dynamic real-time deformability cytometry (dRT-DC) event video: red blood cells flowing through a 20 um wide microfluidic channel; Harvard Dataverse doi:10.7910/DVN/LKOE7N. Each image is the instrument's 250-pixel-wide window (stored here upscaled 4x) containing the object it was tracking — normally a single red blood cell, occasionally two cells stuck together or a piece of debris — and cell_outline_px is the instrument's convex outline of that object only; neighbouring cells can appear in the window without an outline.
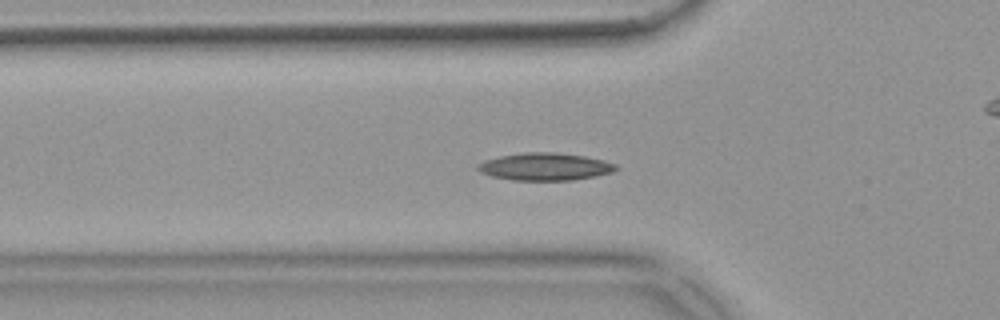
{"species": "common noctule bat (a hibernating species)", "species_latin": "Nyctalus noctula", "temperature_condition": "warm", "stored_images_in_passage": 54, "camera_frame_rate_fps": 3000, "um_per_image_px": 0.085, "animal": {"sex": "female", "body_mass_g": 18.4}, "frame": {"image": 1, "passage_image": 18, "time_ms": 5.667, "image_size_px": [1000, 320], "cell_outline_px": [[620, 168], [612, 172], [596, 176], [572, 180], [512, 180], [492, 176], [480, 172], [476, 168], [476, 164], [484, 160], [500, 156], [524, 152], [556, 152], [584, 156], [604, 160], [616, 164]], "centroid_in_image_um": [46.32, 14.16], "position_along_channel_um": 79.5, "area_um2": 22.25}}
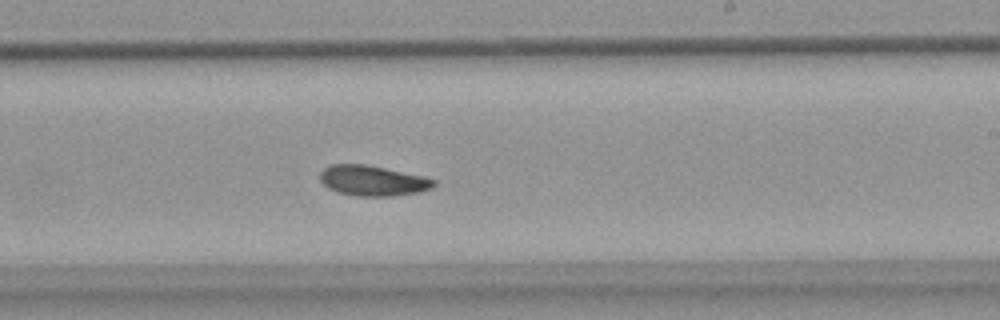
{"frame": {"image": 2, "passage_image": 32, "time_ms": 10.333, "image_size_px": [1000, 320], "cell_outline_px": [[436, 184], [432, 188], [420, 192], [392, 196], [356, 196], [336, 192], [328, 188], [320, 180], [320, 172], [324, 168], [332, 164], [364, 164], [424, 176], [436, 180]], "centroid_in_image_um": [31.68, 15.36], "position_along_channel_um": 257.3, "area_um2": 20.17}}
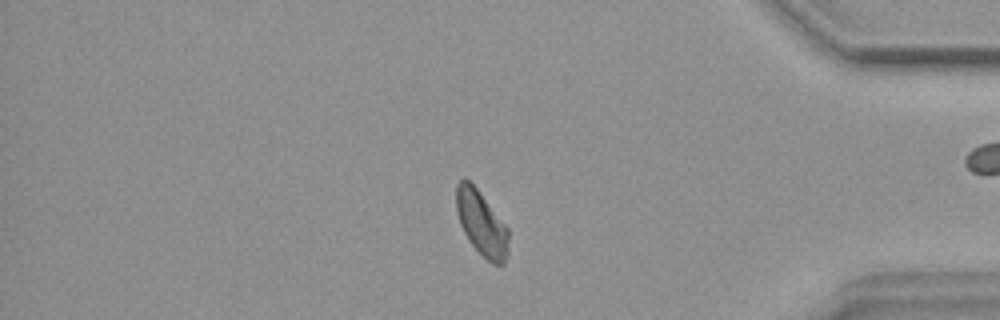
{"frame": {"image": 3, "passage_image": 45, "time_ms": 14.667, "image_size_px": [1000, 320], "cell_outline_px": [[508, 252], [504, 264], [492, 264], [468, 240], [460, 224], [456, 212], [456, 184], [464, 176], [476, 188], [508, 228]], "centroid_in_image_um": [40.91, 18.97], "position_along_channel_um": 394.3, "area_um2": 19.48}, "authors_computed_cell_mechanics": {"area_um2": 20.1433, "velocity_mm_per_s": 3.8245, "shape_relaxation_time_tau1_ms": 7.2048, "shape_relaxation_time_tau2_ms": 6.2339, "deformation_change_tau1": 0.1604, "deformation_change_tau2": 0.1121}}